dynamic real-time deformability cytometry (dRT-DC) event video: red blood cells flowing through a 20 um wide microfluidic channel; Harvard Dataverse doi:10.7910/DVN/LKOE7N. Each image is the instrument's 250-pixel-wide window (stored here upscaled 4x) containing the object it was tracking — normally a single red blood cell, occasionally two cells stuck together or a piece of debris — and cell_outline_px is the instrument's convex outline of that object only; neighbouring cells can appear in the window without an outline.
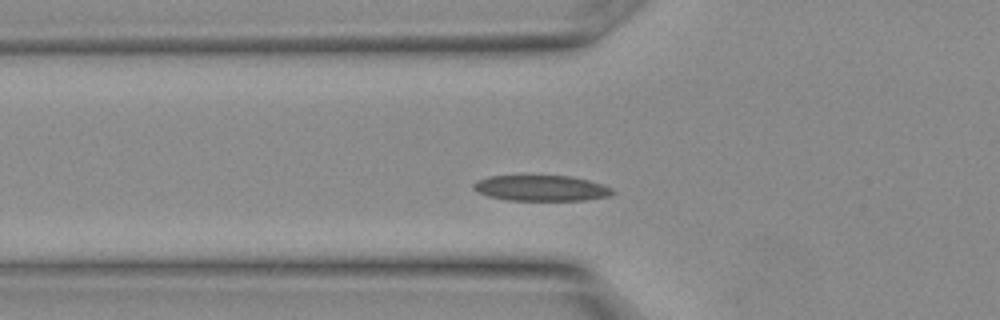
{"species": "Egyptian fruit bat (a non-hibernating species)", "species_latin": "Rousettus aegyptiacus", "temperature_condition": "warm", "stored_images_in_passage": 15, "camera_frame_rate_fps": 3000, "um_per_image_px": 0.085, "animal": {"sex": "female"}, "frame": {"image": 1, "passage_image": 5, "time_ms": 1.333, "image_size_px": [1000, 320], "cell_outline_px": [[616, 192], [608, 196], [584, 200], [508, 200], [488, 196], [472, 188], [472, 184], [476, 180], [488, 176], [572, 176], [588, 180], [612, 188]], "centroid_in_image_um": [45.98, 15.99], "position_along_channel_um": 79.8, "area_um2": 20.69}}
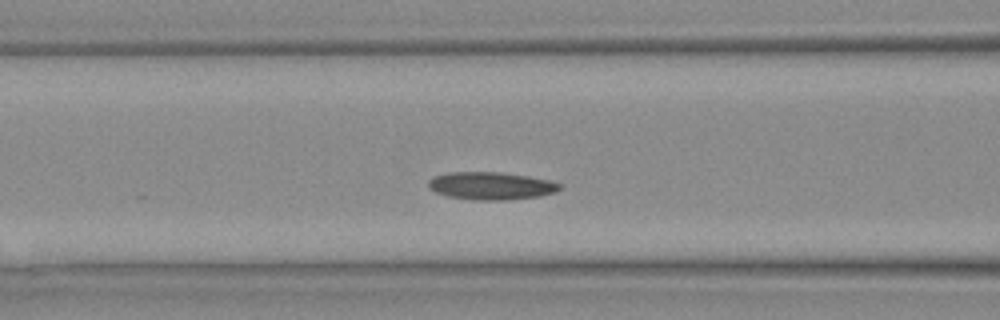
{"frame": {"image": 2, "passage_image": 7, "time_ms": 2.0, "image_size_px": [1000, 320], "cell_outline_px": [[560, 188], [556, 192], [540, 196], [508, 200], [476, 200], [448, 196], [436, 192], [428, 188], [428, 180], [436, 176], [448, 172], [500, 172], [528, 176], [548, 180], [560, 184]], "centroid_in_image_um": [41.73, 15.8], "position_along_channel_um": 124.9, "area_um2": 21.1}}
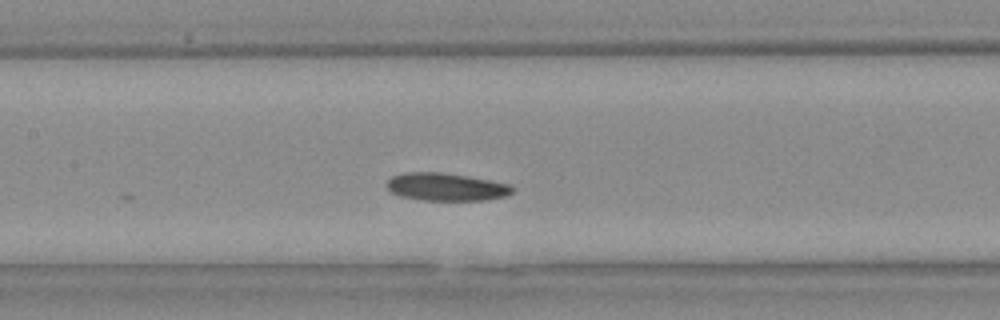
{"frame": {"image": 3, "passage_image": 9, "time_ms": 2.667, "image_size_px": [1000, 320], "cell_outline_px": [[512, 192], [504, 196], [484, 200], [420, 200], [400, 196], [392, 192], [384, 184], [392, 176], [404, 172], [440, 172], [468, 176], [508, 184], [512, 188]], "centroid_in_image_um": [37.85, 15.88], "position_along_channel_um": 169.6, "area_um2": 20.17}}